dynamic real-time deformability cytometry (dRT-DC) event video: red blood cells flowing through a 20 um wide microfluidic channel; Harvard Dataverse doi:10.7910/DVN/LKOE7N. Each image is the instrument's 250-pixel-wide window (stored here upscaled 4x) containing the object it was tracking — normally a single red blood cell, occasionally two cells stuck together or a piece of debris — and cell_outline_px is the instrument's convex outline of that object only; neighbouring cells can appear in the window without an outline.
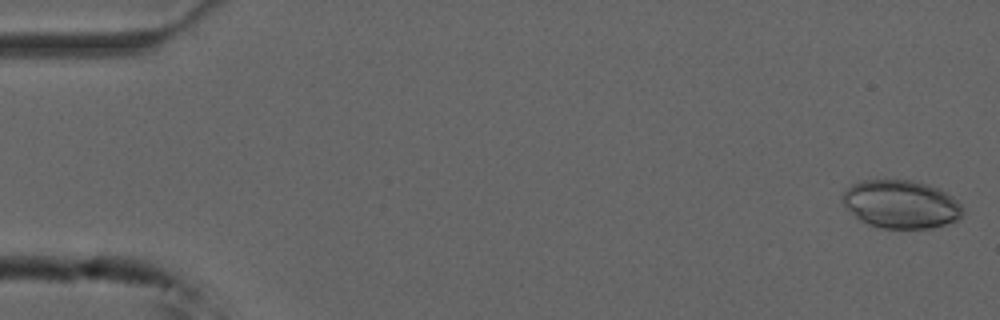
{"species": "common noctule bat (a hibernating species)", "species_latin": "Nyctalus noctula", "temperature_condition": "cold", "stored_images_in_passage": 27, "camera_frame_rate_fps": 3000, "um_per_image_px": 0.085, "animal": {"sex": "male", "forearm_length_mm": 52.5}, "frame": {"image": 1, "passage_image": 1, "time_ms": 0.0, "image_size_px": [1000, 320], "cell_outline_px": [[964, 212], [956, 220], [944, 224], [928, 228], [880, 228], [868, 224], [860, 220], [844, 204], [840, 196], [852, 184], [864, 180], [912, 180], [940, 188], [952, 196], [964, 208]], "centroid_in_image_um": [76.59, 17.35], "position_along_channel_um": 8.4, "area_um2": 33.58}}
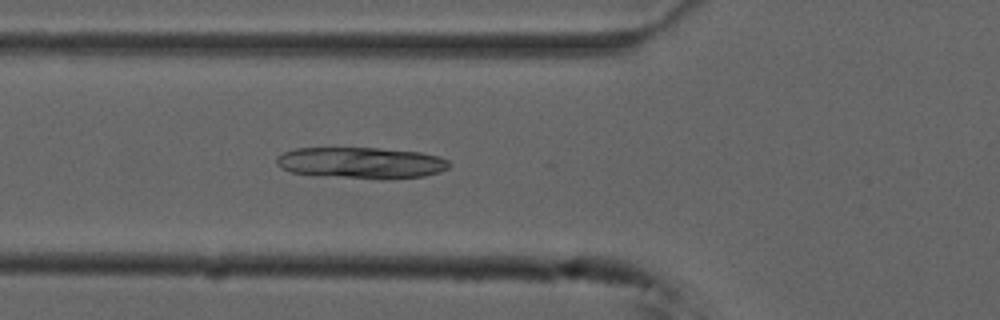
{"frame": {"image": 2, "passage_image": 19, "time_ms": 6.0, "image_size_px": [1000, 320], "cell_outline_px": [[452, 164], [448, 168], [440, 172], [424, 176], [384, 180], [380, 180], [312, 176], [292, 172], [280, 168], [276, 164], [276, 156], [284, 152], [296, 148], [380, 148], [420, 152], [440, 156], [448, 160]], "centroid_in_image_um": [30.7, 13.86], "position_along_channel_um": 95.1, "area_um2": 32.37}}
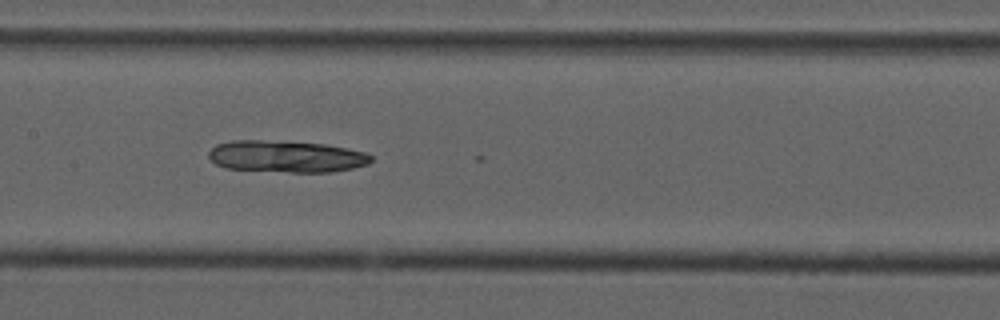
{"frame": {"image": 3, "passage_image": 26, "time_ms": 8.333, "image_size_px": [1000, 320], "cell_outline_px": [[372, 160], [368, 164], [352, 168], [328, 172], [288, 172], [224, 168], [216, 164], [208, 156], [208, 152], [216, 144], [232, 140], [260, 140], [324, 144], [348, 148], [364, 152], [372, 156]], "centroid_in_image_um": [24.31, 13.3], "position_along_channel_um": 183.1, "area_um2": 30.0}}